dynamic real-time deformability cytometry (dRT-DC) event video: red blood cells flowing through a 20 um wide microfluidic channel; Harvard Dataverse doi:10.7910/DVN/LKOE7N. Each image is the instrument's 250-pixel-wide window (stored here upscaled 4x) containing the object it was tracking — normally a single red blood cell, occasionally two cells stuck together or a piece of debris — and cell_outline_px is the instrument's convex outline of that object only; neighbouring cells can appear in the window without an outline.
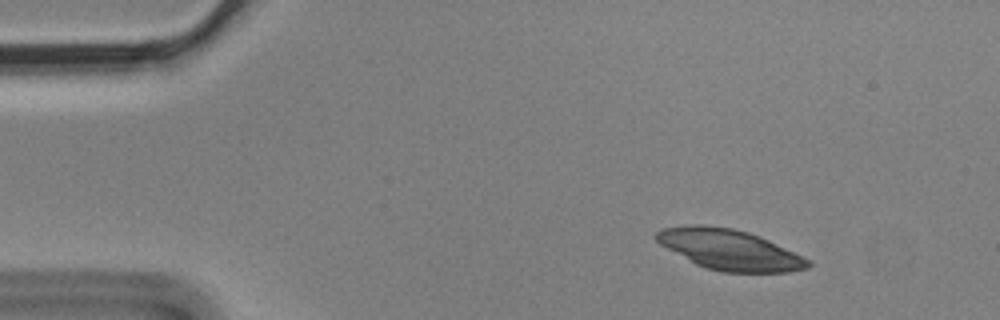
{"species": "Egyptian fruit bat (a non-hibernating species)", "species_latin": "Rousettus aegyptiacus", "temperature_condition": "cold", "stored_images_in_passage": 3, "camera_frame_rate_fps": 3000, "um_per_image_px": 0.085, "animal": {"sex": "male"}, "frame": {"image": 1, "passage_image": 1, "time_ms": 0.0, "image_size_px": [1000, 320], "cell_outline_px": [[812, 264], [808, 268], [788, 272], [724, 272], [708, 268], [696, 264], [660, 244], [656, 240], [656, 232], [660, 228], [684, 224], [704, 224], [732, 228], [748, 232], [768, 240], [804, 256], [812, 260]], "centroid_in_image_um": [62.02, 21.2], "position_along_channel_um": 23.0, "area_um2": 35.78}}